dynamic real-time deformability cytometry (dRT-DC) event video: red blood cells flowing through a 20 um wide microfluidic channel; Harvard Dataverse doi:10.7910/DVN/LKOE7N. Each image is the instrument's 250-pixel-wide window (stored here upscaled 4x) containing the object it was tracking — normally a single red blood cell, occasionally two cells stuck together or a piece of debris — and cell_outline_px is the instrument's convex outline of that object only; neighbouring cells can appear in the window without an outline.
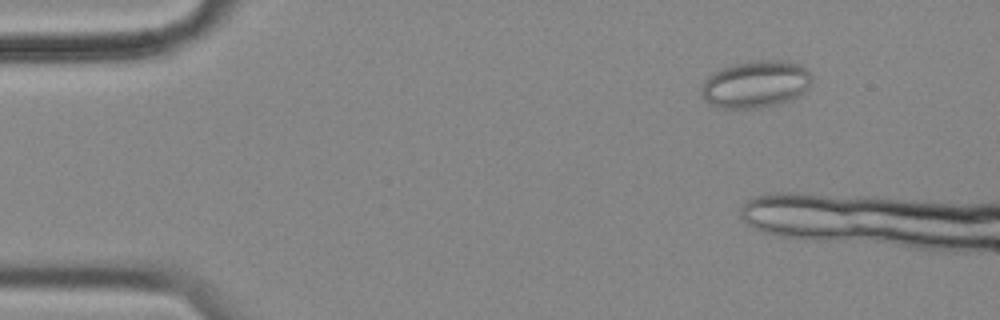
{"species": "common noctule bat (a hibernating species)", "species_latin": "Nyctalus noctula", "temperature_condition": "cold", "stored_images_in_passage": 4, "camera_frame_rate_fps": 3000, "um_per_image_px": 0.085, "animal": {"sex": "female", "body_mass_g": 18.4}, "frame": {"image": 1, "passage_image": 2, "time_ms": 0.333, "image_size_px": [1000, 320], "cell_outline_px": [[812, 80], [808, 88], [800, 96], [792, 100], [760, 108], [720, 108], [708, 104], [700, 96], [700, 84], [712, 72], [720, 68], [732, 64], [752, 60], [788, 60], [800, 64], [812, 76]], "centroid_in_image_um": [64.19, 7.15], "position_along_channel_um": 20.8, "area_um2": 31.1}}